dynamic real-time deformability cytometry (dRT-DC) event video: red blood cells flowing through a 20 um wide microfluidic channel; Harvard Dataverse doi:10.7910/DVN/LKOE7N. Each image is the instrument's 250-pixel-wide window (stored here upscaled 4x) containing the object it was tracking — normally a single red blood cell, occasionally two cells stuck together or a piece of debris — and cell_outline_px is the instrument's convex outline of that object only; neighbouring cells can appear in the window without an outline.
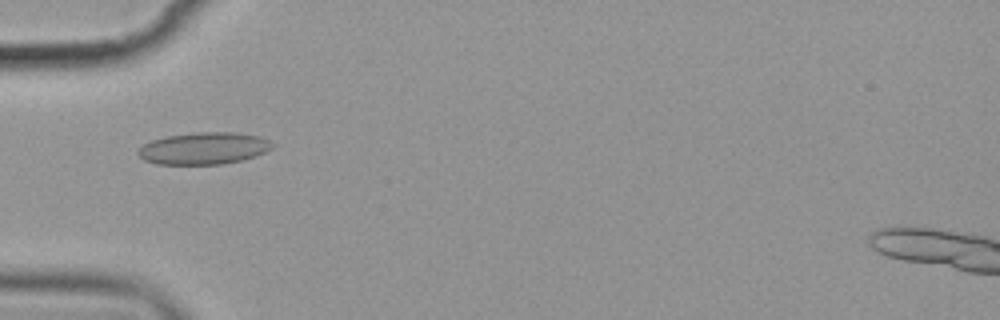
{"species": "common noctule bat (a hibernating species)", "species_latin": "Nyctalus noctula", "temperature_condition": "cold", "stored_images_in_passage": 5, "camera_frame_rate_fps": 3000, "um_per_image_px": 0.085, "animal": {"sex": "female", "body_mass_g": 19.9}, "frame": {"image": 1, "passage_image": 1, "time_ms": 0.0, "image_size_px": [1000, 320], "cell_outline_px": [[276, 144], [272, 148], [256, 156], [240, 160], [220, 164], [156, 164], [144, 160], [136, 152], [144, 144], [152, 140], [168, 136], [196, 132], [236, 132], [260, 136], [272, 140]], "centroid_in_image_um": [17.37, 12.6], "position_along_channel_um": 67.6, "area_um2": 25.09}}
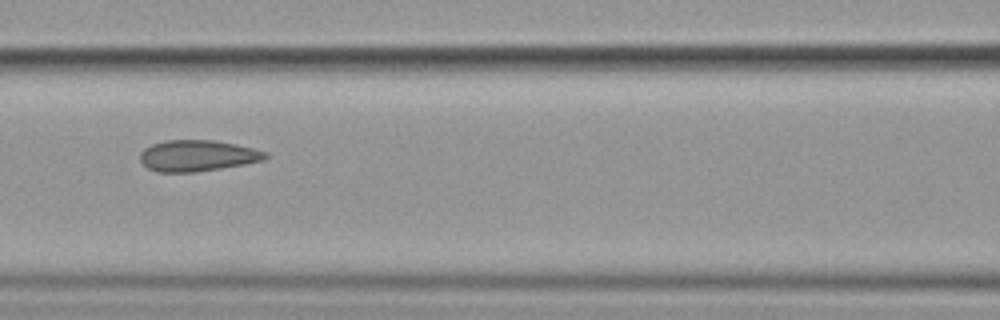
{"frame": {"image": 2, "passage_image": 3, "time_ms": 2.333, "image_size_px": [1000, 320], "cell_outline_px": [[268, 156], [264, 160], [244, 164], [196, 172], [156, 172], [148, 168], [140, 160], [140, 152], [144, 148], [152, 144], [164, 140], [216, 140], [236, 144], [268, 152]], "centroid_in_image_um": [16.77, 13.23], "position_along_channel_um": 149.8, "area_um2": 22.83}}
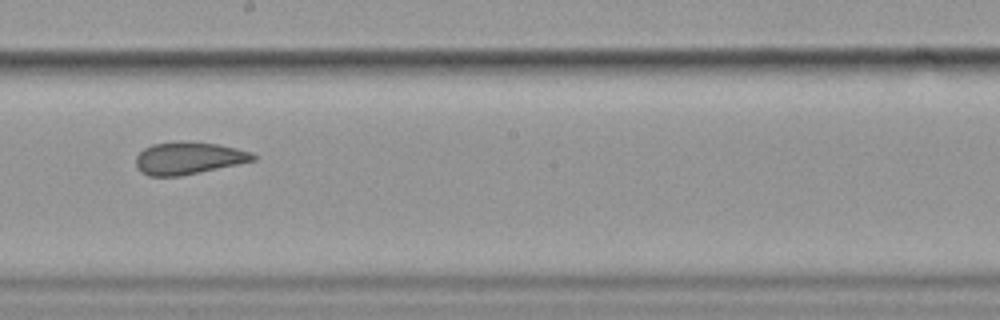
{"frame": {"image": 3, "passage_image": 5, "time_ms": 4.667, "image_size_px": [1000, 320], "cell_outline_px": [[256, 160], [180, 176], [148, 176], [140, 172], [136, 168], [136, 156], [144, 148], [152, 144], [216, 144], [236, 148], [252, 152], [256, 156]], "centroid_in_image_um": [16.0, 13.49], "position_along_channel_um": 232.2, "area_um2": 21.21}}